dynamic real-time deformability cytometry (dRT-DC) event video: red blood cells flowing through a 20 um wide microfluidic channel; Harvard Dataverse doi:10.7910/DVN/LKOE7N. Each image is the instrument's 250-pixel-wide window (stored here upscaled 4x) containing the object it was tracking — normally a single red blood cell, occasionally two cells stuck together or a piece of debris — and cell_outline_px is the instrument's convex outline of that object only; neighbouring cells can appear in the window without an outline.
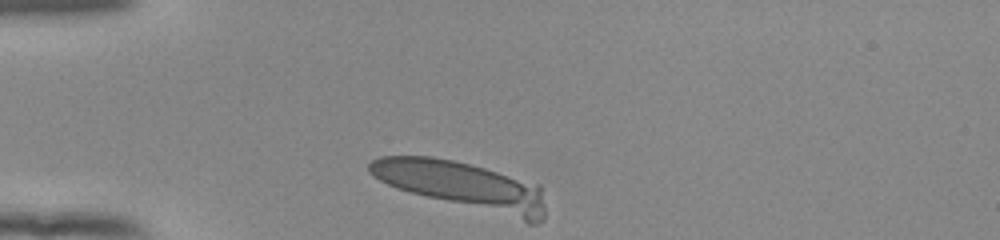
{"species": "human", "species_latin": "Homo sapiens", "temperature_condition": "room temperature", "stored_images_in_passage": 4, "camera_frame_rate_fps": 3000, "um_per_image_px": 0.085, "donor": {"sex": "female"}, "frame": {"image": 1, "passage_image": 1, "time_ms": 0.0, "image_size_px": [1000, 240], "cell_outline_px": [[544, 220], [536, 224], [528, 224], [396, 188], [380, 180], [368, 172], [368, 164], [372, 160], [380, 156], [432, 156], [452, 160], [484, 168], [540, 184], [544, 208]], "centroid_in_image_um": [39.35, 15.79], "position_along_channel_um": 45.6, "area_um2": 48.73}}